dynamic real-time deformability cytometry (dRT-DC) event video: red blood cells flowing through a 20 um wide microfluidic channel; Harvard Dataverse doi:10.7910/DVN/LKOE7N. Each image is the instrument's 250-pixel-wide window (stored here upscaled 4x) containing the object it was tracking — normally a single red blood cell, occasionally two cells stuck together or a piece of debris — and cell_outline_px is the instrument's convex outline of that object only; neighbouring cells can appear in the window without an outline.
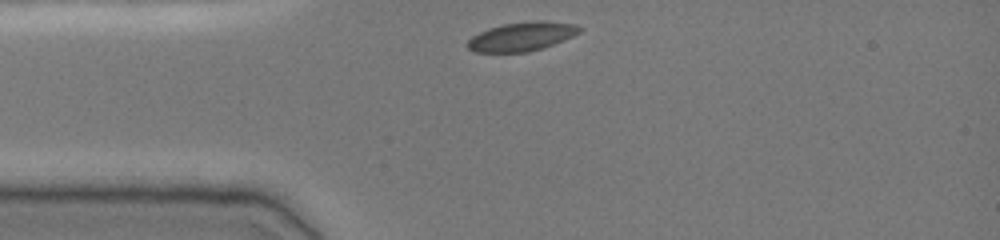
{"species": "common noctule bat (a hibernating species)", "species_latin": "Nyctalus noctula", "temperature_condition": "cold", "stored_images_in_passage": 31, "camera_frame_rate_fps": 3000, "um_per_image_px": 0.085, "animal": {"sex": "female", "body_mass_g": 19.0, "forearm_length_mm": 51.5}, "frame": {"image": 1, "passage_image": 1, "time_ms": 0.0, "image_size_px": [1000, 240], "cell_outline_px": [[584, 28], [580, 32], [564, 40], [528, 52], [476, 52], [468, 48], [468, 40], [472, 36], [488, 28], [504, 24], [532, 20], [544, 20], [576, 24]], "centroid_in_image_um": [44.38, 3.08], "position_along_channel_um": 40.6, "area_um2": 18.84}}
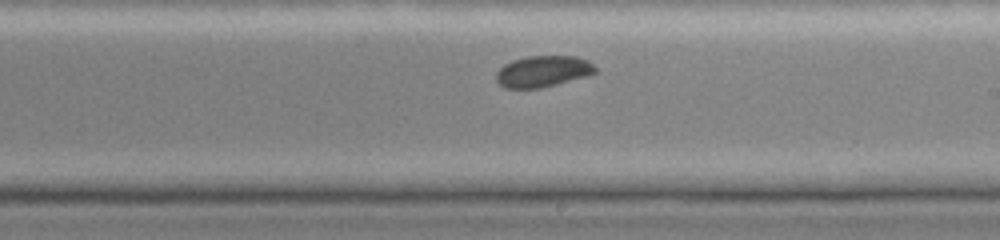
{"frame": {"image": 2, "passage_image": 18, "time_ms": 5.667, "image_size_px": [1000, 240], "cell_outline_px": [[596, 72], [588, 76], [540, 88], [504, 88], [496, 80], [496, 72], [504, 64], [512, 60], [528, 56], [576, 56], [588, 60], [596, 68]], "centroid_in_image_um": [46.14, 6.06], "position_along_channel_um": 242.9, "area_um2": 18.09}}
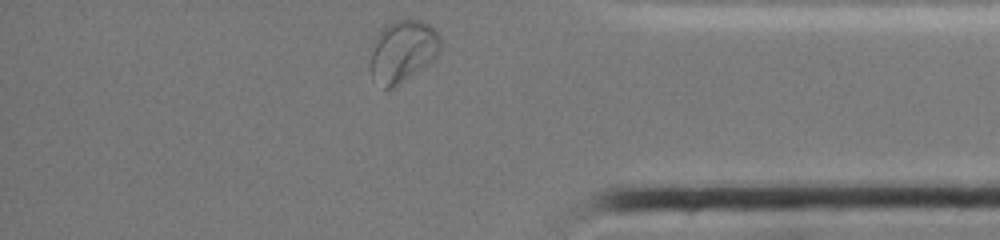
{"frame": {"image": 3, "passage_image": 31, "time_ms": 10.0, "image_size_px": [1000, 240], "cell_outline_px": [[440, 48], [436, 56], [432, 60], [400, 84], [392, 88], [384, 88], [372, 76], [372, 40], [380, 28], [384, 24], [396, 20], [424, 20], [436, 28], [440, 36]], "centroid_in_image_um": [34.24, 4.29], "position_along_channel_um": 401.0, "area_um2": 25.32}, "authors_computed_cell_mechanics": {"area_um2": 18.6694, "velocity_mm_per_s": 3.8502, "shape_relaxation_time_tau1_ms": 4.1317, "shape_relaxation_time_tau2_ms": null, "deformation_change_tau1": 0.08, "deformation_change_tau2": null}}